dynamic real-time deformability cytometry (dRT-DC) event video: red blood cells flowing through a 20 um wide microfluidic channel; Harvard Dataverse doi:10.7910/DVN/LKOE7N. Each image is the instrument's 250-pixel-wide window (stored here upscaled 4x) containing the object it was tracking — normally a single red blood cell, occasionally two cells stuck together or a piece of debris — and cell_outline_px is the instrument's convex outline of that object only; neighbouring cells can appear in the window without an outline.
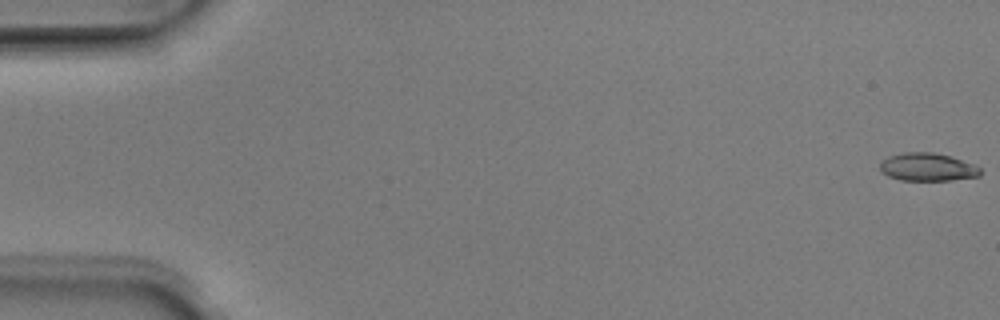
{"species": "Egyptian fruit bat (a non-hibernating species)", "species_latin": "Rousettus aegyptiacus", "temperature_condition": "room temperature", "stored_images_in_passage": 51, "camera_frame_rate_fps": 3000, "um_per_image_px": 0.085, "animal": {"sex": "male"}, "frame": {"image": 1, "passage_image": 1, "time_ms": 0.0, "image_size_px": [1000, 320], "cell_outline_px": [[980, 176], [952, 180], [900, 180], [888, 176], [880, 172], [880, 160], [888, 156], [904, 152], [932, 152], [948, 156], [972, 164], [980, 168]], "centroid_in_image_um": [78.77, 14.2], "position_along_channel_um": 6.2, "area_um2": 16.3}}
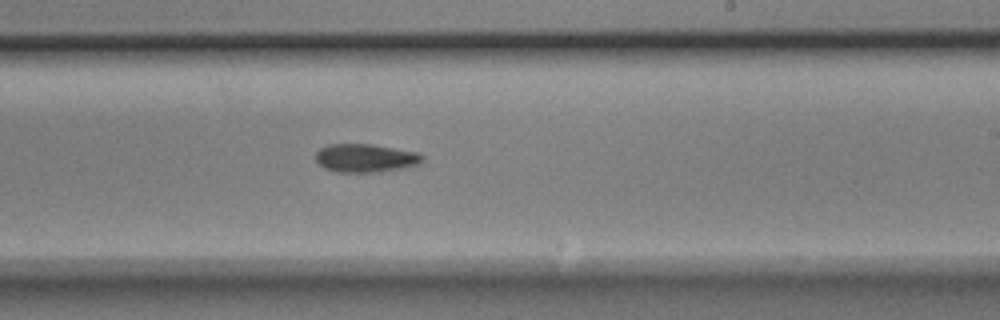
{"frame": {"image": 2, "passage_image": 31, "time_ms": 10.0, "image_size_px": [1000, 320], "cell_outline_px": [[424, 160], [420, 164], [404, 168], [380, 172], [336, 172], [324, 168], [316, 160], [316, 152], [320, 148], [328, 144], [372, 144], [420, 152], [424, 156]], "centroid_in_image_um": [31.11, 13.43], "position_along_channel_um": 257.9, "area_um2": 17.92}}
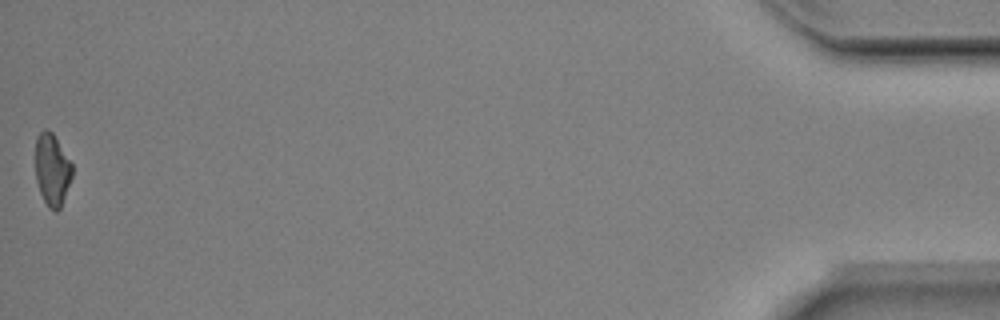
{"frame": {"image": 3, "passage_image": 51, "time_ms": 16.667, "image_size_px": [1000, 320], "cell_outline_px": [[72, 176], [60, 208], [56, 212], [48, 208], [40, 192], [36, 180], [36, 136], [44, 128], [52, 132], [72, 164]], "centroid_in_image_um": [4.42, 14.42], "position_along_channel_um": 430.8, "area_um2": 15.26}, "authors_computed_cell_mechanics": {"area_um2": 16.8776, "velocity_mm_per_s": 4.037, "shape_relaxation_time_tau1_ms": 3.5992, "shape_relaxation_time_tau2_ms": null, "deformation_change_tau1": 0.1282, "deformation_change_tau2": null}}